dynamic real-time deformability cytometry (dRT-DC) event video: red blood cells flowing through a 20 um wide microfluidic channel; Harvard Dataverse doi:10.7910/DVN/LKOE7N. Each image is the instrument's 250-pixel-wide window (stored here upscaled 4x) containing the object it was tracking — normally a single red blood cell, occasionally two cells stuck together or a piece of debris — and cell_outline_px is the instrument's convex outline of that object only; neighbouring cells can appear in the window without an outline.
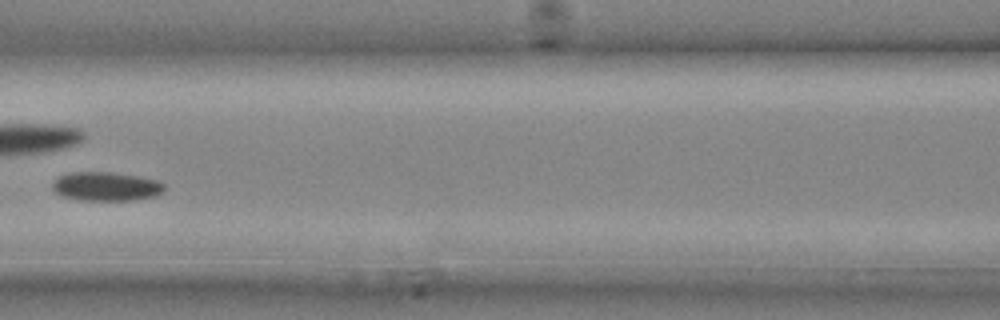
{"species": "common noctule bat (a hibernating species)", "species_latin": "Nyctalus noctula", "temperature_condition": "cold", "stored_images_in_passage": 10, "camera_frame_rate_fps": 3000, "um_per_image_px": 0.085, "animal": {"sex": "male", "body_mass_g": 20.4}, "frame": {"image": 1, "passage_image": 9, "time_ms": 2.667, "image_size_px": [1000, 320], "cell_outline_px": [[164, 192], [156, 196], [132, 200], [80, 200], [60, 196], [52, 188], [52, 184], [60, 176], [72, 172], [112, 172], [136, 176], [156, 180], [164, 184]], "centroid_in_image_um": [9.02, 15.85], "position_along_channel_um": 157.6, "area_um2": 18.79}}